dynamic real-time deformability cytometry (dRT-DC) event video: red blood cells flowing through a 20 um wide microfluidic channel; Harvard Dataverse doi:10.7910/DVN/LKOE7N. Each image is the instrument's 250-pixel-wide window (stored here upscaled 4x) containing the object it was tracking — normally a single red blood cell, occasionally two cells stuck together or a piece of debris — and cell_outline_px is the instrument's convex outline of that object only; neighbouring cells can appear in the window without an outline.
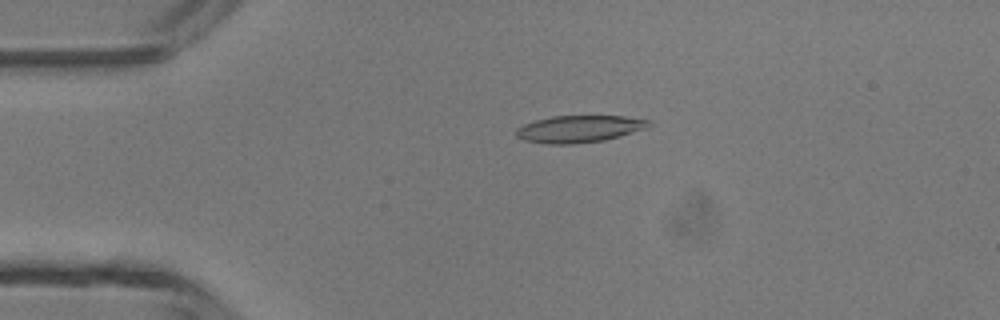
{"species": "common noctule bat (a hibernating species)", "species_latin": "Nyctalus noctula", "temperature_condition": "room temperature", "stored_images_in_passage": 39, "camera_frame_rate_fps": 3000, "um_per_image_px": 0.085, "animal": {"sex": "male", "body_mass_g": 13.3}, "frame": {"image": 1, "passage_image": 2, "time_ms": 0.333, "image_size_px": [1000, 320], "cell_outline_px": [[652, 124], [644, 128], [620, 136], [604, 140], [572, 144], [548, 144], [524, 140], [516, 136], [516, 128], [524, 124], [536, 120], [552, 116], [624, 116], [652, 120]], "centroid_in_image_um": [49.22, 10.95], "position_along_channel_um": 35.8, "area_um2": 20.81}}
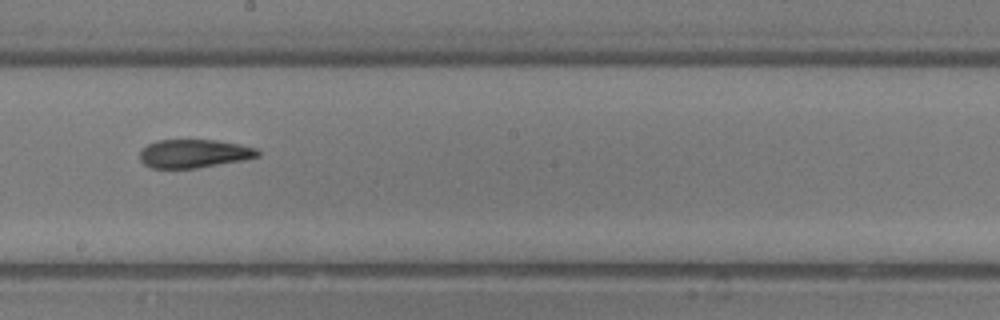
{"frame": {"image": 2, "passage_image": 18, "time_ms": 5.667, "image_size_px": [1000, 320], "cell_outline_px": [[260, 156], [244, 160], [196, 168], [152, 168], [144, 164], [140, 160], [140, 152], [148, 144], [156, 140], [216, 140], [240, 144], [256, 148], [260, 152]], "centroid_in_image_um": [16.51, 13.05], "position_along_channel_um": 231.7, "area_um2": 19.54}}
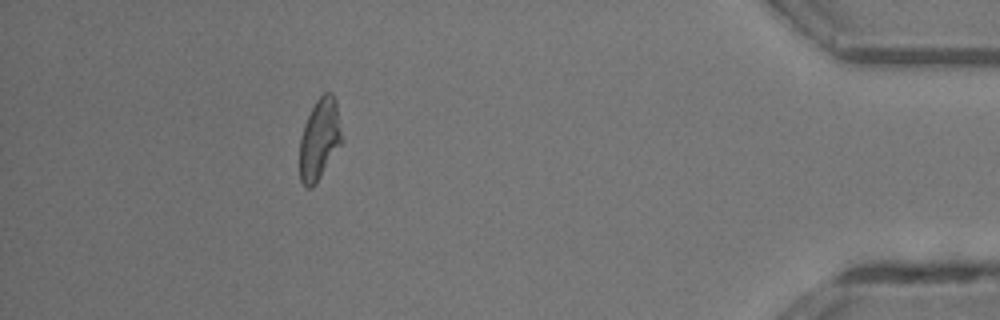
{"frame": {"image": 3, "passage_image": 34, "time_ms": 11.0, "image_size_px": [1000, 320], "cell_outline_px": [[344, 140], [316, 184], [312, 188], [308, 188], [300, 180], [300, 136], [304, 124], [316, 100], [324, 92], [332, 92], [336, 100]], "centroid_in_image_um": [27.18, 11.82], "position_along_channel_um": 408.0, "area_um2": 20.17}, "authors_computed_cell_mechanics": {"area_um2": 20.23, "velocity_mm_per_s": 4.3689, "shape_relaxation_time_tau1_ms": null, "shape_relaxation_time_tau2_ms": 3.4374, "deformation_change_tau1": null, "deformation_change_tau2": 0.1333}}